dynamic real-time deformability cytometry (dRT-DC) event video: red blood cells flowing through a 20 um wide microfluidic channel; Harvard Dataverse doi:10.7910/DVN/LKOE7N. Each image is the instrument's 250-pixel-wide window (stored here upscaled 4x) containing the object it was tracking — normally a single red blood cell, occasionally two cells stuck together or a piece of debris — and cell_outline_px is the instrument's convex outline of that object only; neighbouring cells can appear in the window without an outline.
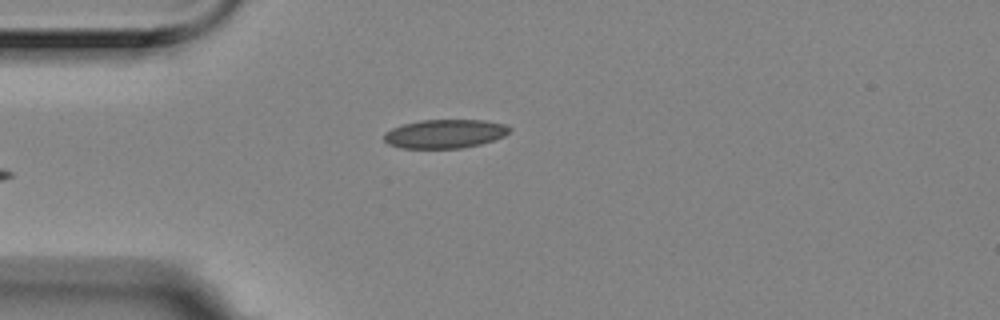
{"species": "Egyptian fruit bat (a non-hibernating species)", "species_latin": "Rousettus aegyptiacus", "temperature_condition": "room temperature", "stored_images_in_passage": 4, "camera_frame_rate_fps": 3000, "um_per_image_px": 0.085, "animal": {"sex": "female"}, "frame": {"image": 1, "passage_image": 4, "time_ms": 1.0, "image_size_px": [1000, 320], "cell_outline_px": [[512, 128], [504, 136], [480, 144], [464, 148], [400, 148], [388, 144], [384, 140], [384, 132], [392, 128], [404, 124], [420, 120], [484, 120], [504, 124]], "centroid_in_image_um": [37.8, 11.37], "position_along_channel_um": 47.2, "area_um2": 21.04}}